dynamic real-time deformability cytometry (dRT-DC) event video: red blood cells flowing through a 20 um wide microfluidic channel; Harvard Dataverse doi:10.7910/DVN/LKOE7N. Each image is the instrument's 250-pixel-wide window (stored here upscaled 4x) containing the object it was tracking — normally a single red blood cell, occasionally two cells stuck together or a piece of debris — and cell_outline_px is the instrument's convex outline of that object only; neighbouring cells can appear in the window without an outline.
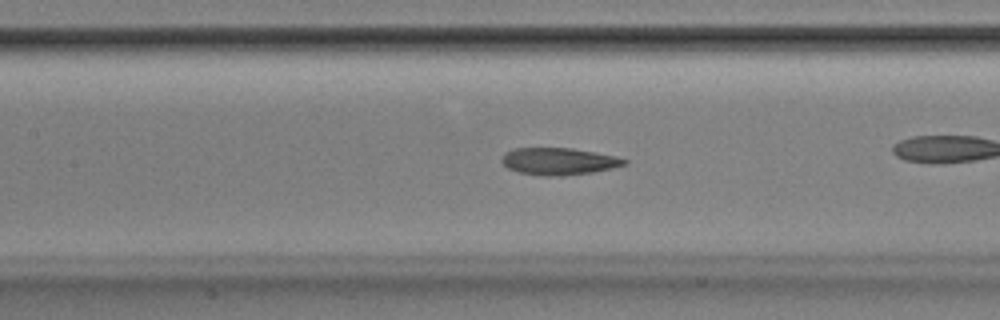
{"species": "Egyptian fruit bat (a non-hibernating species)", "species_latin": "Rousettus aegyptiacus", "temperature_condition": "room temperature", "stored_images_in_passage": 25, "camera_frame_rate_fps": 3000, "um_per_image_px": 0.085, "animal": {"sex": "male"}, "frame": {"image": 1, "passage_image": 8, "time_ms": 2.333, "image_size_px": [1000, 320], "cell_outline_px": [[628, 164], [612, 168], [592, 172], [560, 176], [544, 176], [520, 172], [508, 168], [500, 160], [504, 152], [512, 148], [572, 148], [616, 156], [628, 160]], "centroid_in_image_um": [47.49, 13.7], "position_along_channel_um": 159.9, "area_um2": 19.36}}
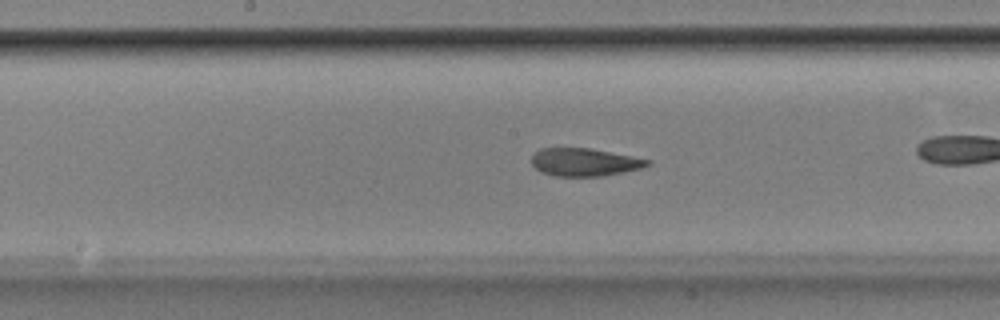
{"frame": {"image": 2, "passage_image": 11, "time_ms": 3.333, "image_size_px": [1000, 320], "cell_outline_px": [[652, 164], [640, 168], [624, 172], [600, 176], [556, 176], [540, 172], [532, 164], [532, 156], [540, 148], [592, 148], [652, 160]], "centroid_in_image_um": [49.7, 13.78], "position_along_channel_um": 198.5, "area_um2": 18.84}}